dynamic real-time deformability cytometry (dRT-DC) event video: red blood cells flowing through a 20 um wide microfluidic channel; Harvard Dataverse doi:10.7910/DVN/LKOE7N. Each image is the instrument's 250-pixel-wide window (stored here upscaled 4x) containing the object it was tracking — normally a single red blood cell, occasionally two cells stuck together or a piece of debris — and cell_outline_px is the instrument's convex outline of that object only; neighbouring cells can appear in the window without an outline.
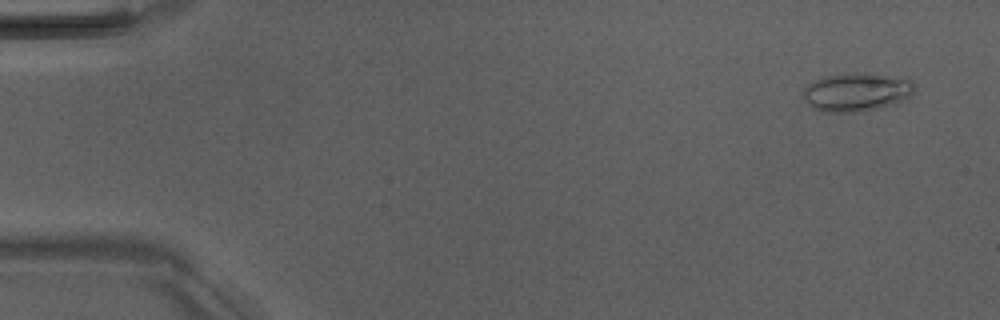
{"species": "Egyptian fruit bat (a non-hibernating species)", "species_latin": "Rousettus aegyptiacus", "temperature_condition": "room temperature", "stored_images_in_passage": 7, "camera_frame_rate_fps": 3000, "um_per_image_px": 0.085, "animal": {"sex": "male"}, "frame": {"image": 1, "passage_image": 1, "time_ms": 0.0, "image_size_px": [1000, 320], "cell_outline_px": [[916, 88], [912, 96], [900, 104], [852, 112], [824, 112], [812, 108], [800, 96], [804, 88], [808, 84], [824, 76], [844, 72], [864, 72], [908, 76], [916, 84]], "centroid_in_image_um": [72.89, 7.79], "position_along_channel_um": 12.1, "area_um2": 26.18}}
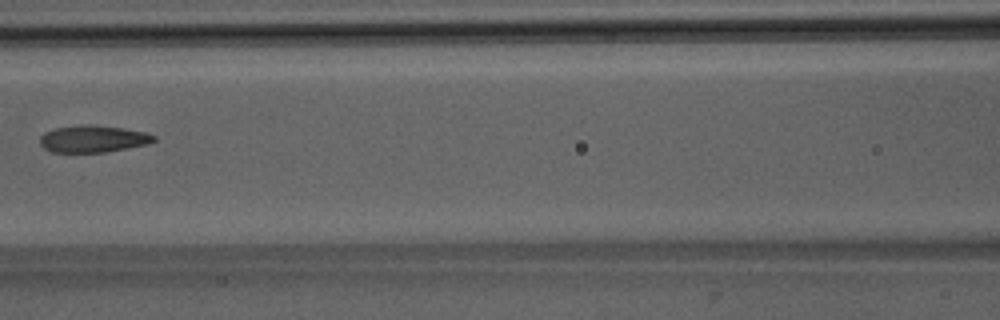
{"frame": {"image": 2, "passage_image": 7, "time_ms": 7.0, "image_size_px": [1000, 320], "cell_outline_px": [[156, 140], [148, 144], [104, 152], [52, 152], [44, 148], [40, 144], [40, 136], [44, 132], [56, 128], [80, 124], [88, 124], [124, 128], [148, 132], [156, 136]], "centroid_in_image_um": [7.92, 11.79], "position_along_channel_um": 158.7, "area_um2": 18.03}}